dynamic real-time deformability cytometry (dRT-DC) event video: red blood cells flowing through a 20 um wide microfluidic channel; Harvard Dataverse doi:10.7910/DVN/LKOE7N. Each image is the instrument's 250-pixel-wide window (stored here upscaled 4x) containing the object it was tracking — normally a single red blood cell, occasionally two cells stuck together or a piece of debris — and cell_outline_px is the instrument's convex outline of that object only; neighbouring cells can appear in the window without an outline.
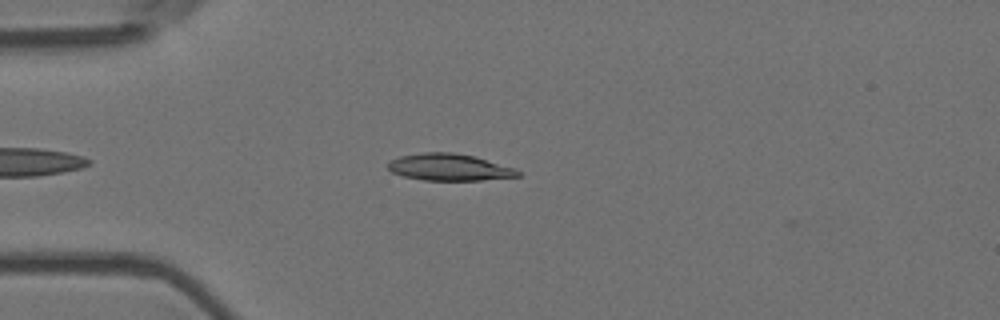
{"species": "Egyptian fruit bat (a non-hibernating species)", "species_latin": "Rousettus aegyptiacus", "temperature_condition": "room temperature", "stored_images_in_passage": 7, "camera_frame_rate_fps": 3000, "um_per_image_px": 0.085, "animal": {"sex": "female"}, "frame": {"image": 1, "passage_image": 3, "time_ms": 0.667, "image_size_px": [1000, 320], "cell_outline_px": [[520, 176], [480, 180], [424, 180], [404, 176], [392, 172], [388, 168], [388, 164], [392, 160], [400, 156], [424, 152], [452, 152], [472, 156], [516, 168], [520, 172]], "centroid_in_image_um": [38.2, 14.21], "position_along_channel_um": 46.8, "area_um2": 20.06}}
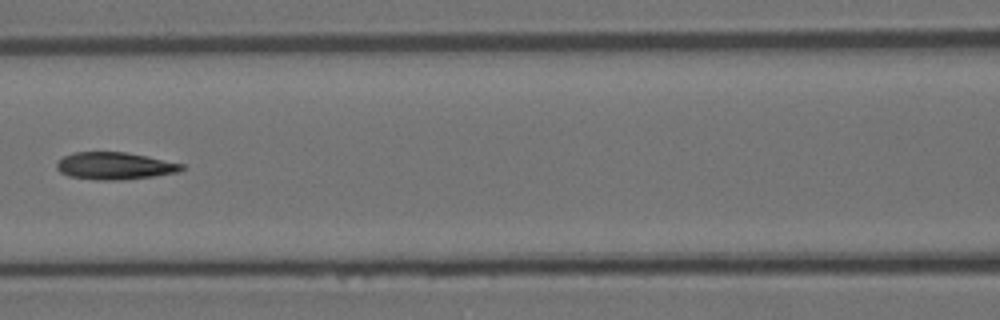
{"frame": {"image": 2, "passage_image": 6, "time_ms": 1.667, "image_size_px": [1000, 320], "cell_outline_px": [[184, 168], [180, 172], [156, 176], [124, 180], [96, 180], [68, 176], [60, 172], [56, 168], [56, 164], [64, 156], [72, 152], [124, 152], [184, 164]], "centroid_in_image_um": [9.75, 14.11], "position_along_channel_um": 156.9, "area_um2": 19.88}}
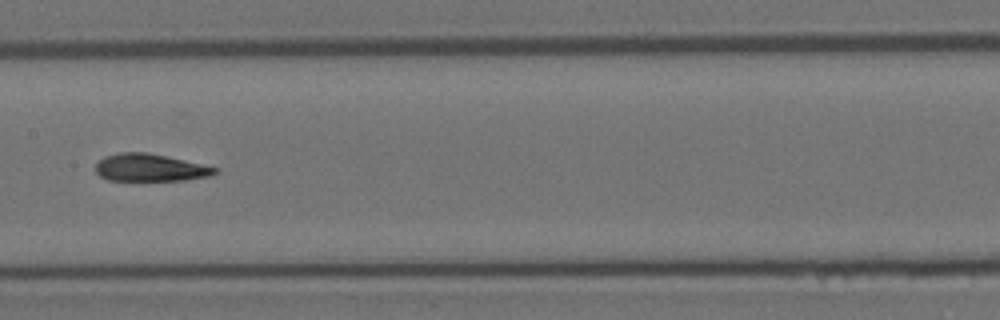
{"frame": {"image": 3, "passage_image": 7, "time_ms": 2.0, "image_size_px": [1000, 320], "cell_outline_px": [[220, 172], [208, 176], [184, 180], [108, 180], [100, 176], [96, 172], [96, 164], [104, 156], [120, 152], [144, 152], [184, 160], [220, 168]], "centroid_in_image_um": [12.77, 14.25], "position_along_channel_um": 194.6, "area_um2": 18.96}}